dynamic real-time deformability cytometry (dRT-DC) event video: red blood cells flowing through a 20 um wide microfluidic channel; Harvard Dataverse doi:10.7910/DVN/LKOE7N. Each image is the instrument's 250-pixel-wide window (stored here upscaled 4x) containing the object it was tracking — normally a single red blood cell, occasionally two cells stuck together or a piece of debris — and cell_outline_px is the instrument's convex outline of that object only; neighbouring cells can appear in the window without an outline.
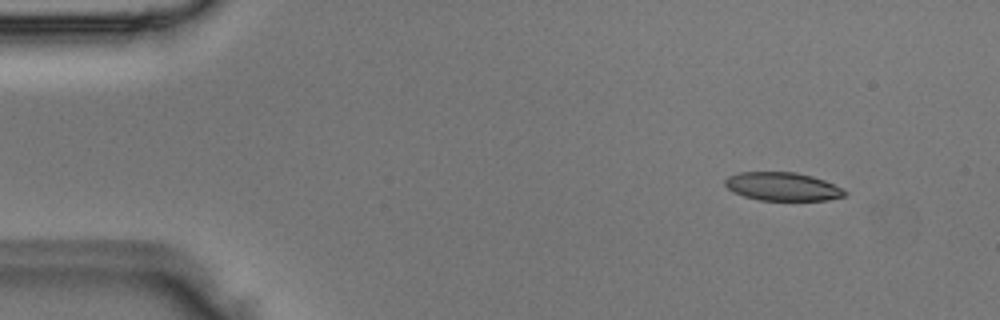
{"species": "Egyptian fruit bat (a non-hibernating species)", "species_latin": "Rousettus aegyptiacus", "temperature_condition": "room temperature", "stored_images_in_passage": 4, "camera_frame_rate_fps": 3000, "um_per_image_px": 0.085, "animal": {"sex": "male"}, "frame": {"image": 1, "passage_image": 2, "time_ms": 0.333, "image_size_px": [1000, 320], "cell_outline_px": [[848, 192], [844, 196], [828, 200], [760, 200], [744, 196], [732, 192], [724, 184], [724, 180], [728, 176], [740, 172], [796, 172], [812, 176], [824, 180]], "centroid_in_image_um": [66.48, 15.85], "position_along_channel_um": 18.5, "area_um2": 19.71}}